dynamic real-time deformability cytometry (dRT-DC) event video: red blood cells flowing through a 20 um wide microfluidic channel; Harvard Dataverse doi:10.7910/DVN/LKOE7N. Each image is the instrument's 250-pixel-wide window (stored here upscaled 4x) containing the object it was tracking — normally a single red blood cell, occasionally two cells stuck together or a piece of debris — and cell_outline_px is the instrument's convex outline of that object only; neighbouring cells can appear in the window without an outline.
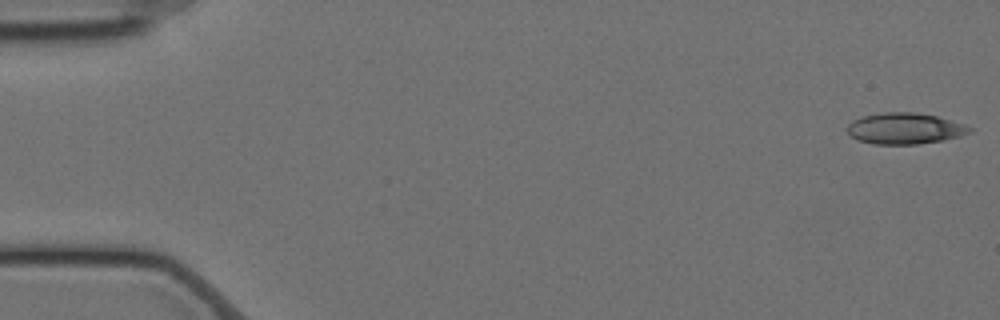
{"species": "Egyptian fruit bat (a non-hibernating species)", "species_latin": "Rousettus aegyptiacus", "temperature_condition": "cold", "stored_images_in_passage": 57, "camera_frame_rate_fps": 3000, "um_per_image_px": 0.085, "animal": {"sex": "female"}, "frame": {"image": 1, "passage_image": 1, "time_ms": 0.0, "image_size_px": [1000, 320], "cell_outline_px": [[976, 128], [972, 132], [960, 136], [944, 140], [916, 144], [872, 144], [856, 140], [848, 136], [848, 124], [852, 120], [864, 116], [884, 112], [912, 112], [936, 116], [964, 124]], "centroid_in_image_um": [76.91, 10.93], "position_along_channel_um": 8.1, "area_um2": 22.37}}
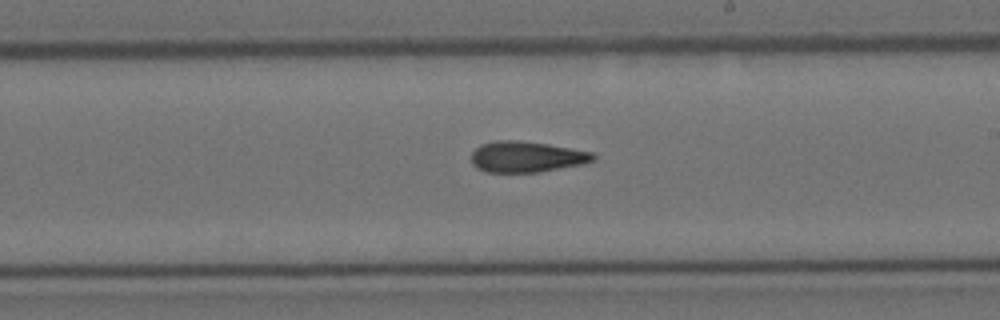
{"frame": {"image": 2, "passage_image": 33, "time_ms": 10.667, "image_size_px": [1000, 320], "cell_outline_px": [[596, 160], [584, 164], [536, 172], [488, 172], [476, 168], [472, 164], [472, 152], [480, 144], [496, 140], [516, 140], [548, 144], [596, 152]], "centroid_in_image_um": [44.79, 13.32], "position_along_channel_um": 244.2, "area_um2": 22.14}}
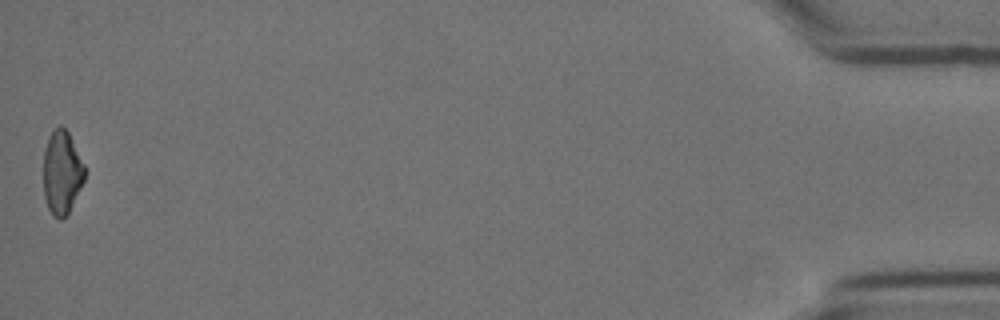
{"frame": {"image": 3, "passage_image": 57, "time_ms": 18.667, "image_size_px": [1000, 320], "cell_outline_px": [[84, 180], [68, 212], [60, 220], [52, 216], [48, 208], [44, 196], [44, 148], [48, 136], [60, 124], [68, 132], [84, 164]], "centroid_in_image_um": [5.24, 14.65], "position_along_channel_um": 430.0, "area_um2": 19.83}, "authors_computed_cell_mechanics": {"area_um2": 22.0218, "velocity_mm_per_s": 3.5182, "shape_relaxation_time_tau1_ms": null, "shape_relaxation_time_tau2_ms": 4.9972, "deformation_change_tau1": null, "deformation_change_tau2": 0.1482}}